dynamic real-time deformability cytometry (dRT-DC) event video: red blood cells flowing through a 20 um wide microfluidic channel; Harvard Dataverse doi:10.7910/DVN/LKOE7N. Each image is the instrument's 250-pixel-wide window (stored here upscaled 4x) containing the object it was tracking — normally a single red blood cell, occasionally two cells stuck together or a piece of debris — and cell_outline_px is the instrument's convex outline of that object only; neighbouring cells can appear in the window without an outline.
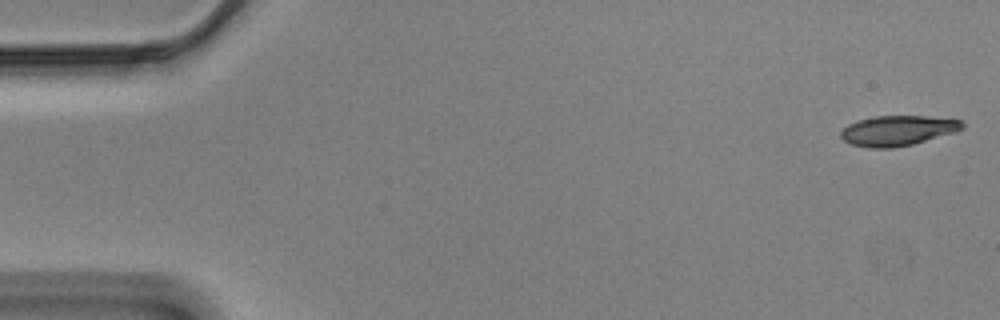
{"species": "Egyptian fruit bat (a non-hibernating species)", "species_latin": "Rousettus aegyptiacus", "temperature_condition": "cold", "stored_images_in_passage": 56, "camera_frame_rate_fps": 3000, "um_per_image_px": 0.085, "animal": {"sex": "male"}, "frame": {"image": 1, "passage_image": 1, "time_ms": 0.0, "image_size_px": [1000, 320], "cell_outline_px": [[964, 128], [956, 132], [912, 144], [892, 148], [868, 148], [852, 144], [844, 140], [840, 136], [840, 132], [848, 124], [872, 116], [924, 116], [960, 120], [964, 124]], "centroid_in_image_um": [76.3, 11.1], "position_along_channel_um": 8.7, "area_um2": 21.21}}
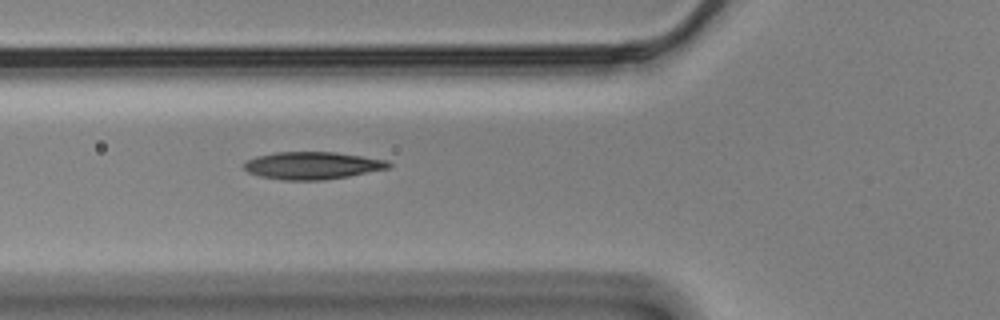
{"frame": {"image": 2, "passage_image": 20, "time_ms": 6.333, "image_size_px": [1000, 320], "cell_outline_px": [[392, 168], [348, 176], [324, 180], [284, 180], [260, 176], [248, 172], [244, 168], [244, 164], [248, 160], [256, 156], [276, 152], [336, 152], [388, 160], [392, 164]], "centroid_in_image_um": [26.6, 14.07], "position_along_channel_um": 99.2, "area_um2": 23.18}}
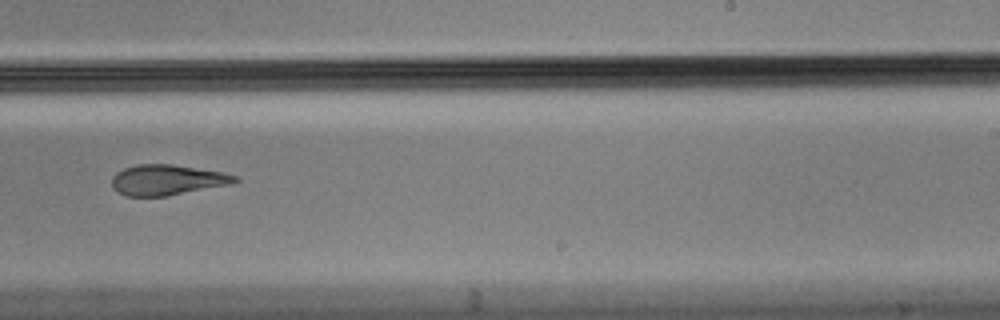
{"frame": {"image": 3, "passage_image": 35, "time_ms": 11.333, "image_size_px": [1000, 320], "cell_outline_px": [[240, 180], [236, 184], [168, 196], [124, 196], [112, 184], [112, 176], [116, 172], [124, 168], [136, 164], [172, 164], [220, 172], [236, 176]], "centroid_in_image_um": [14.25, 15.3], "position_along_channel_um": 274.7, "area_um2": 21.96}, "authors_computed_cell_mechanics": {"area_um2": 22.8021, "velocity_mm_per_s": 3.5014, "shape_relaxation_time_tau1_ms": 6.4736, "shape_relaxation_time_tau2_ms": 7.6493, "deformation_change_tau1": 0.1791, "deformation_change_tau2": 0.195}}